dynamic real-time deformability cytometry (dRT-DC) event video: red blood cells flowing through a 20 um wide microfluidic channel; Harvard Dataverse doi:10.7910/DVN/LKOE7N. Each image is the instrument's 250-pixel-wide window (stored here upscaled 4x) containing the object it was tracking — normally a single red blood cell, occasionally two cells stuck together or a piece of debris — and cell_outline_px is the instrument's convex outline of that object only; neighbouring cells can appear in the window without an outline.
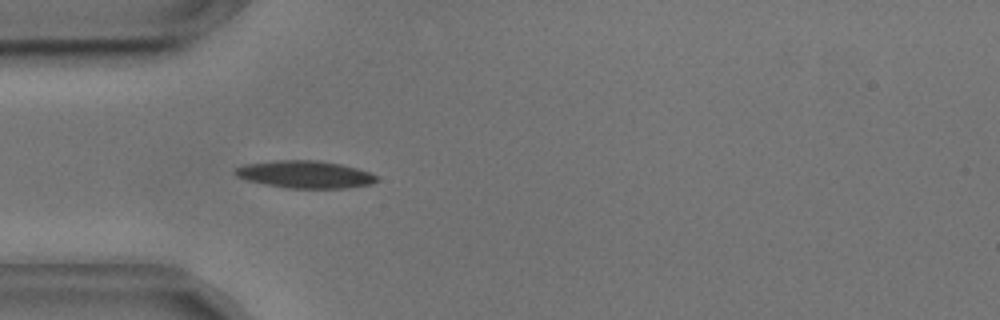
{"species": "common noctule bat (a hibernating species)", "species_latin": "Nyctalus noctula", "temperature_condition": "cold", "stored_images_in_passage": 15, "camera_frame_rate_fps": 3000, "um_per_image_px": 0.085, "animal": {"sex": "male", "body_mass_g": 17.9, "forearm_length_mm": 54.2}, "frame": {"image": 1, "passage_image": 15, "time_ms": 4.667, "image_size_px": [1000, 320], "cell_outline_px": [[380, 180], [372, 184], [344, 188], [284, 188], [264, 184], [248, 180], [236, 176], [232, 172], [236, 168], [244, 164], [272, 160], [316, 160], [340, 164], [356, 168], [368, 172], [376, 176]], "centroid_in_image_um": [25.9, 14.82], "position_along_channel_um": 59.1, "area_um2": 22.66}}